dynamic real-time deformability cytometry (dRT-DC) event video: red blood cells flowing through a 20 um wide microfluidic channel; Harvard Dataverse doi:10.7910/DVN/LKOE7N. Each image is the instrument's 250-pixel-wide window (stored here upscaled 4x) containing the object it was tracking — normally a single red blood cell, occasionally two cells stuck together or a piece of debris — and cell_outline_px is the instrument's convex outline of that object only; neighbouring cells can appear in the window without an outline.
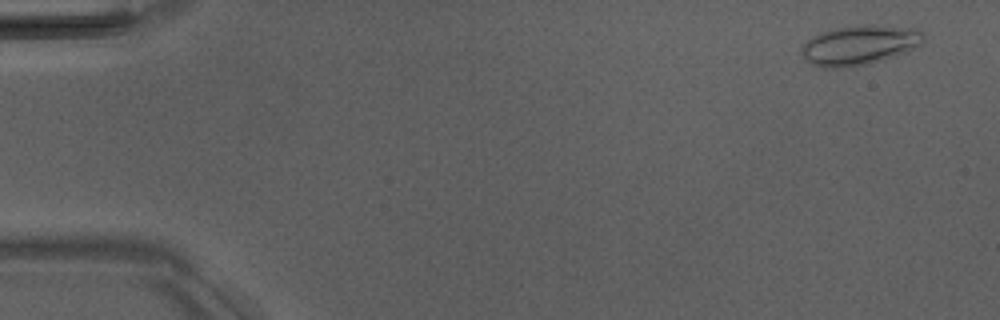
{"species": "Egyptian fruit bat (a non-hibernating species)", "species_latin": "Rousettus aegyptiacus", "temperature_condition": "room temperature", "stored_images_in_passage": 6, "camera_frame_rate_fps": 3000, "um_per_image_px": 0.085, "animal": {"sex": "male"}, "frame": {"image": 1, "passage_image": 1, "time_ms": 0.0, "image_size_px": [1000, 320], "cell_outline_px": [[924, 44], [916, 48], [868, 64], [840, 68], [824, 68], [812, 64], [800, 52], [800, 48], [812, 36], [820, 32], [836, 28], [856, 24], [880, 24], [920, 28], [924, 32]], "centroid_in_image_um": [73.11, 3.79], "position_along_channel_um": 11.9, "area_um2": 28.67}}